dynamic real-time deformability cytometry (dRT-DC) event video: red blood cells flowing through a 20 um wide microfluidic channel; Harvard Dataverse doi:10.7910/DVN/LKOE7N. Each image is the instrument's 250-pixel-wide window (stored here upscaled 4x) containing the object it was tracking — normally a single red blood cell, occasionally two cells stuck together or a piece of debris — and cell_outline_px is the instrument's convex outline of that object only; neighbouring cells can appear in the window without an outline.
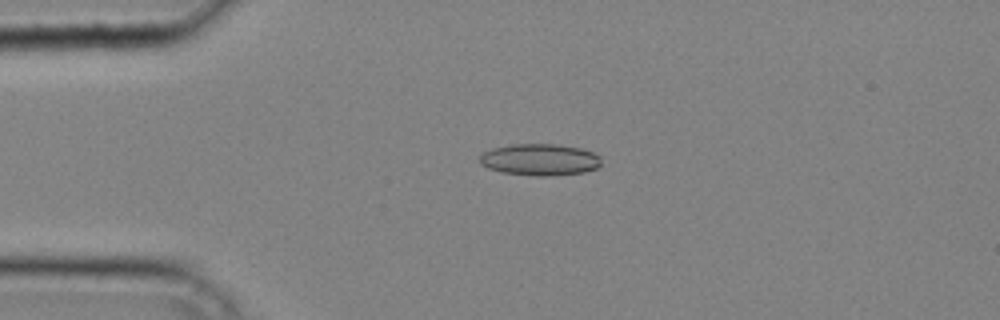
{"species": "common noctule bat (a hibernating species)", "species_latin": "Nyctalus noctula", "temperature_condition": "cold", "stored_images_in_passage": 36, "camera_frame_rate_fps": 3000, "um_per_image_px": 0.085, "animal": {"sex": "male", "body_mass_g": 20.4}, "frame": {"image": 1, "passage_image": 5, "time_ms": 1.333, "image_size_px": [1000, 320], "cell_outline_px": [[600, 164], [596, 168], [584, 172], [552, 176], [536, 176], [504, 172], [488, 168], [480, 164], [476, 160], [484, 152], [492, 148], [512, 144], [556, 144], [580, 148], [592, 152], [600, 156]], "centroid_in_image_um": [45.86, 13.57], "position_along_channel_um": 39.1, "area_um2": 22.48}}
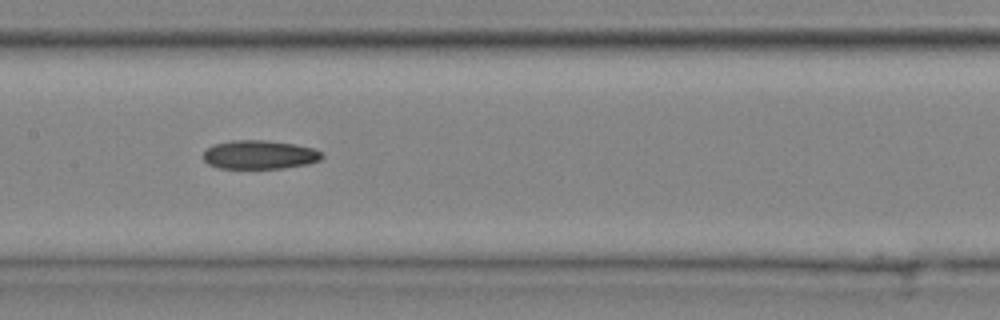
{"frame": {"image": 2, "passage_image": 16, "time_ms": 5.0, "image_size_px": [1000, 320], "cell_outline_px": [[324, 156], [320, 160], [308, 164], [284, 168], [220, 168], [208, 164], [204, 160], [204, 152], [212, 144], [232, 140], [264, 140], [296, 144], [312, 148], [324, 152]], "centroid_in_image_um": [22.09, 13.14], "position_along_channel_um": 185.3, "area_um2": 20.0}}
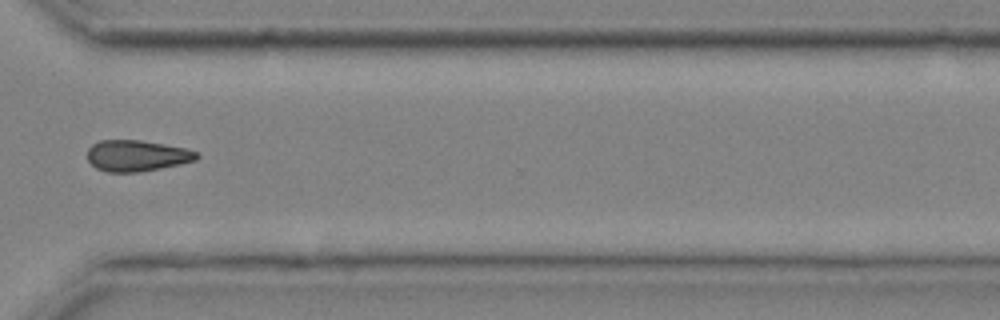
{"frame": {"image": 3, "passage_image": 27, "time_ms": 8.667, "image_size_px": [1000, 320], "cell_outline_px": [[200, 156], [196, 160], [160, 168], [136, 172], [108, 172], [96, 168], [88, 160], [88, 148], [92, 144], [100, 140], [140, 140], [188, 148], [196, 152]], "centroid_in_image_um": [11.62, 13.22], "position_along_channel_um": 359.0, "area_um2": 19.77}}